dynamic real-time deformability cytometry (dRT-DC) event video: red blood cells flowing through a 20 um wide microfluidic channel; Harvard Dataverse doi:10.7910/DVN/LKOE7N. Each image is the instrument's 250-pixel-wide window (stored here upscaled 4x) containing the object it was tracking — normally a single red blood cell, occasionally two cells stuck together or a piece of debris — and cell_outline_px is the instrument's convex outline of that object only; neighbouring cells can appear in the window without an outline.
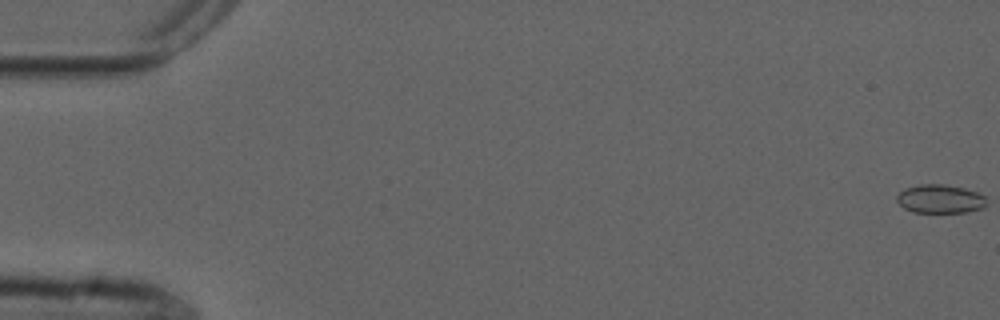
{"species": "common noctule bat (a hibernating species)", "species_latin": "Nyctalus noctula", "temperature_condition": "cold", "stored_images_in_passage": 55, "camera_frame_rate_fps": 3000, "um_per_image_px": 0.085, "animal": {"sex": "male", "forearm_length_mm": 52.5}, "frame": {"image": 1, "passage_image": 1, "time_ms": 0.0, "image_size_px": [1000, 320], "cell_outline_px": [[984, 208], [964, 212], [912, 212], [904, 208], [896, 200], [896, 196], [904, 188], [920, 184], [944, 184], [964, 188], [976, 192], [984, 196]], "centroid_in_image_um": [79.86, 16.9], "position_along_channel_um": 5.1, "area_um2": 14.85}}
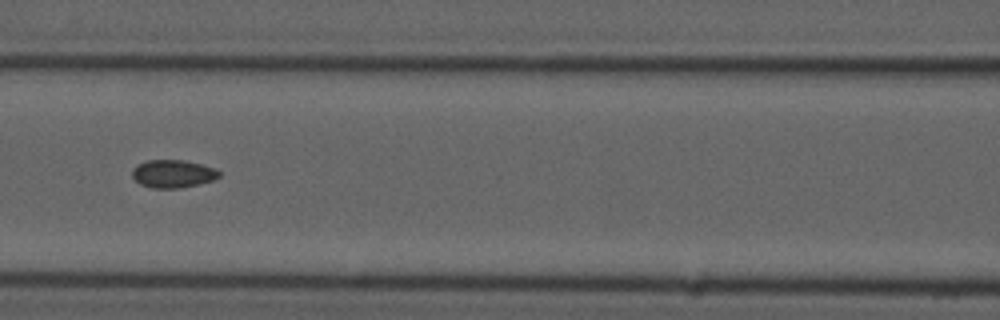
{"frame": {"image": 2, "passage_image": 25, "time_ms": 8.0, "image_size_px": [1000, 320], "cell_outline_px": [[220, 176], [212, 180], [200, 184], [180, 188], [152, 188], [140, 184], [132, 176], [132, 168], [136, 164], [148, 160], [184, 160], [216, 168], [220, 172]], "centroid_in_image_um": [14.69, 14.77], "position_along_channel_um": 151.9, "area_um2": 14.22}}
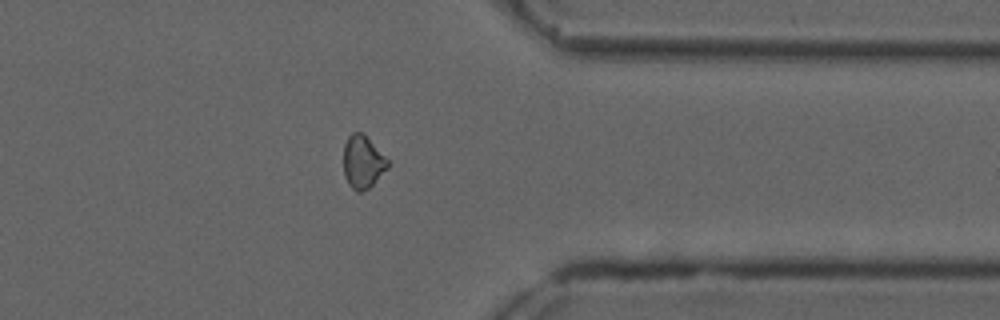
{"frame": {"image": 3, "passage_image": 44, "time_ms": 14.333, "image_size_px": [1000, 320], "cell_outline_px": [[388, 168], [368, 188], [360, 192], [356, 192], [348, 184], [344, 176], [344, 144], [348, 136], [352, 132], [364, 132], [388, 160]], "centroid_in_image_um": [30.82, 13.74], "position_along_channel_um": 380.6, "area_um2": 13.64}, "authors_computed_cell_mechanics": {"area_um2": 14.1032, "velocity_mm_per_s": 3.7592, "shape_relaxation_time_tau1_ms": null, "shape_relaxation_time_tau2_ms": 4.3013, "deformation_change_tau1": null, "deformation_change_tau2": 0.0871}}